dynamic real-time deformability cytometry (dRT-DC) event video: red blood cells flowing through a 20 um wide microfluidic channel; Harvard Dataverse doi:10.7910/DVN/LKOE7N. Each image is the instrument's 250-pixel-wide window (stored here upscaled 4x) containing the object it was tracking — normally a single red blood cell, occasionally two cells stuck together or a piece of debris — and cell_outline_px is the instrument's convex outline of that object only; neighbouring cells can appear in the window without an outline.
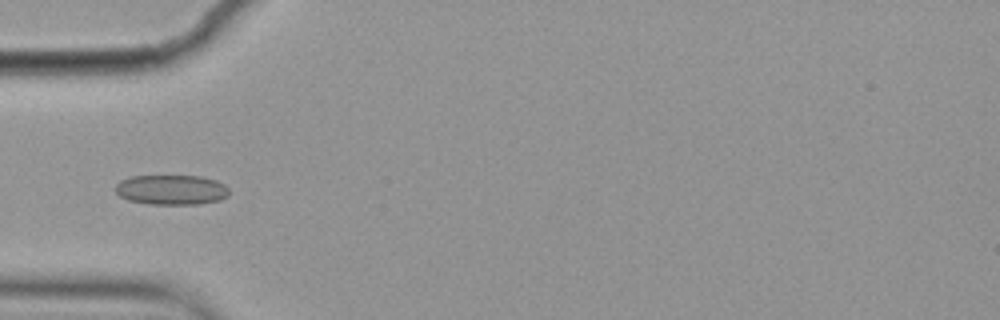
{"species": "common noctule bat (a hibernating species)", "species_latin": "Nyctalus noctula", "temperature_condition": "cold", "stored_images_in_passage": 12, "camera_frame_rate_fps": 3000, "um_per_image_px": 0.085, "animal": {"sex": "female", "body_mass_g": 19.9}, "frame": {"image": 1, "passage_image": 4, "time_ms": 1.0, "image_size_px": [1000, 320], "cell_outline_px": [[228, 196], [220, 200], [200, 204], [148, 204], [128, 200], [120, 196], [116, 192], [116, 184], [120, 180], [132, 176], [200, 176], [216, 180], [224, 184], [228, 188]], "centroid_in_image_um": [14.57, 16.13], "position_along_channel_um": 70.4, "area_um2": 19.88}}
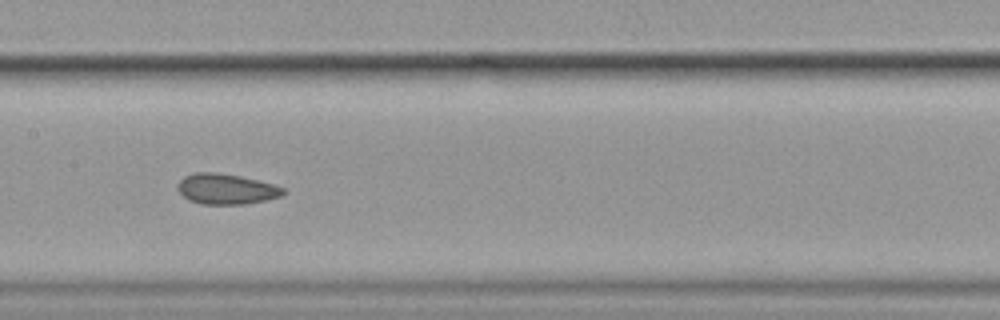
{"frame": {"image": 2, "passage_image": 7, "time_ms": 2.0, "image_size_px": [1000, 320], "cell_outline_px": [[284, 192], [280, 196], [264, 200], [244, 204], [200, 204], [188, 200], [176, 188], [180, 180], [184, 176], [196, 172], [216, 172], [240, 176], [272, 184], [284, 188]], "centroid_in_image_um": [19.17, 16.06], "position_along_channel_um": 188.2, "area_um2": 18.55}}
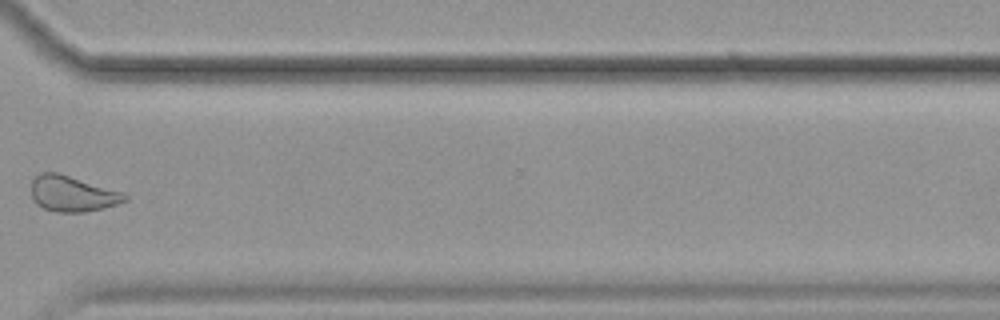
{"frame": {"image": 3, "passage_image": 11, "time_ms": 3.333, "image_size_px": [1000, 320], "cell_outline_px": [[128, 200], [104, 208], [84, 212], [56, 212], [44, 208], [36, 204], [32, 196], [32, 180], [40, 172], [60, 172], [124, 192], [128, 196]], "centroid_in_image_um": [6.17, 16.45], "position_along_channel_um": 364.4, "area_um2": 19.71}}